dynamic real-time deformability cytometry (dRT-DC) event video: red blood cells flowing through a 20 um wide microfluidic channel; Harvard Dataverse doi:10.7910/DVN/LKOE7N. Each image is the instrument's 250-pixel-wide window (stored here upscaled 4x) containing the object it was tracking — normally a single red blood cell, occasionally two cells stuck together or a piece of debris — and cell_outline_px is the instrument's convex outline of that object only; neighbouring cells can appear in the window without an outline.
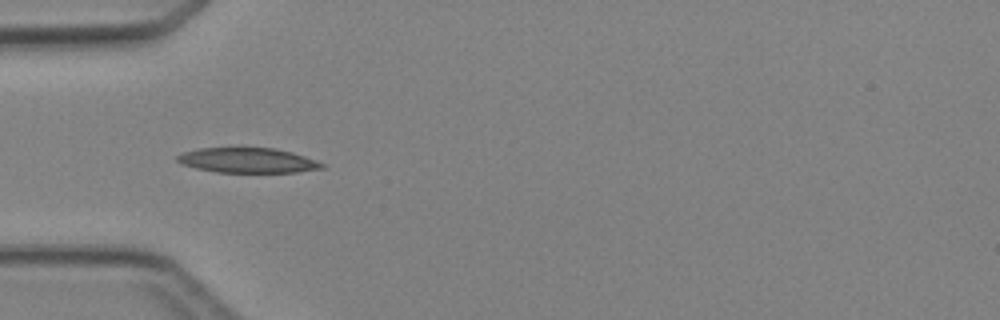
{"species": "Egyptian fruit bat (a non-hibernating species)", "species_latin": "Rousettus aegyptiacus", "temperature_condition": "cold", "stored_images_in_passage": 3, "camera_frame_rate_fps": 3000, "um_per_image_px": 0.085, "animal": {"sex": "female"}, "frame": {"image": 1, "passage_image": 3, "time_ms": 2.333, "image_size_px": [1000, 320], "cell_outline_px": [[324, 168], [296, 172], [216, 172], [196, 168], [184, 164], [176, 160], [176, 156], [184, 152], [200, 148], [276, 148], [292, 152], [316, 160], [324, 164]], "centroid_in_image_um": [21.07, 13.63], "position_along_channel_um": 63.9, "area_um2": 20.87}}